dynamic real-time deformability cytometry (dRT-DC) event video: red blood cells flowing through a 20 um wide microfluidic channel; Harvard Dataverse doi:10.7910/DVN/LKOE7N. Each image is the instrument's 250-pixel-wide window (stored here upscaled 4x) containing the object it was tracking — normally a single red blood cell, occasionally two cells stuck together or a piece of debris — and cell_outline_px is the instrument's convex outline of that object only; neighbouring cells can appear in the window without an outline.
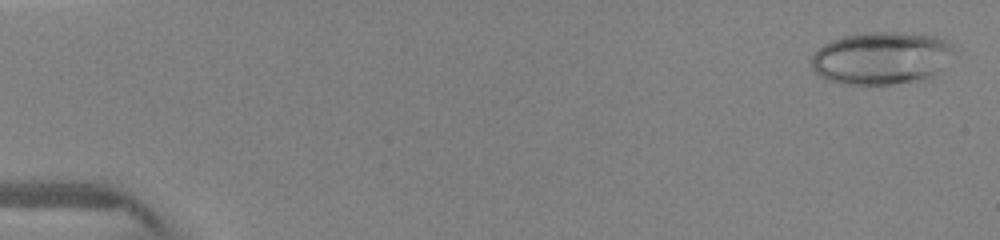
{"species": "human", "species_latin": "Homo sapiens", "temperature_condition": "warm", "stored_images_in_passage": 26, "camera_frame_rate_fps": 3000, "um_per_image_px": 0.085, "donor": {"sex": "female"}, "frame": {"image": 1, "passage_image": 1, "time_ms": 0.0, "image_size_px": [1000, 240], "cell_outline_px": [[952, 52], [940, 72], [932, 76], [912, 80], [888, 84], [840, 84], [824, 80], [812, 72], [812, 52], [824, 44], [832, 40], [844, 36], [868, 32], [896, 32], [936, 36], [948, 40], [952, 48]], "centroid_in_image_um": [74.84, 4.93], "position_along_channel_um": 10.2, "area_um2": 43.7}}
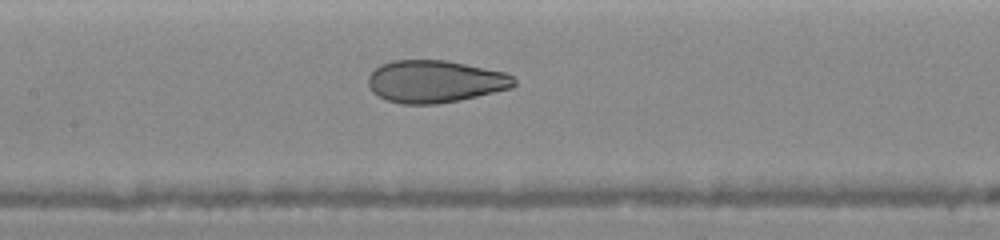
{"frame": {"image": 2, "passage_image": 19, "time_ms": 7.0, "image_size_px": [1000, 240], "cell_outline_px": [[516, 84], [512, 88], [460, 100], [436, 104], [400, 104], [388, 100], [372, 92], [368, 84], [368, 76], [380, 64], [392, 60], [448, 60], [508, 72], [516, 80]], "centroid_in_image_um": [37.01, 6.91], "position_along_channel_um": 170.4, "area_um2": 36.3}}
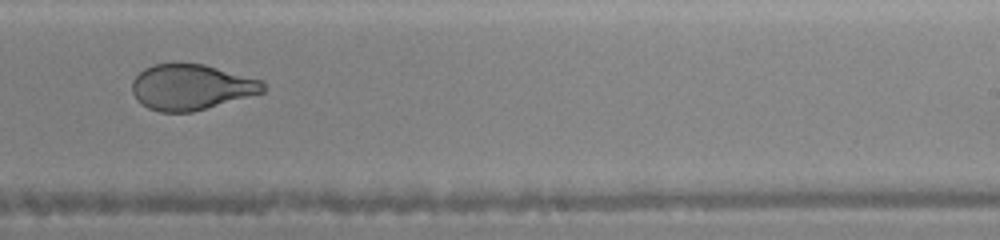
{"frame": {"image": 3, "passage_image": 24, "time_ms": 9.333, "image_size_px": [1000, 240], "cell_outline_px": [[268, 88], [264, 92], [192, 112], [160, 112], [148, 108], [136, 100], [132, 92], [132, 80], [144, 68], [152, 64], [176, 60], [180, 60], [204, 64], [264, 80]], "centroid_in_image_um": [16.24, 7.36], "position_along_channel_um": 272.8, "area_um2": 35.78}}